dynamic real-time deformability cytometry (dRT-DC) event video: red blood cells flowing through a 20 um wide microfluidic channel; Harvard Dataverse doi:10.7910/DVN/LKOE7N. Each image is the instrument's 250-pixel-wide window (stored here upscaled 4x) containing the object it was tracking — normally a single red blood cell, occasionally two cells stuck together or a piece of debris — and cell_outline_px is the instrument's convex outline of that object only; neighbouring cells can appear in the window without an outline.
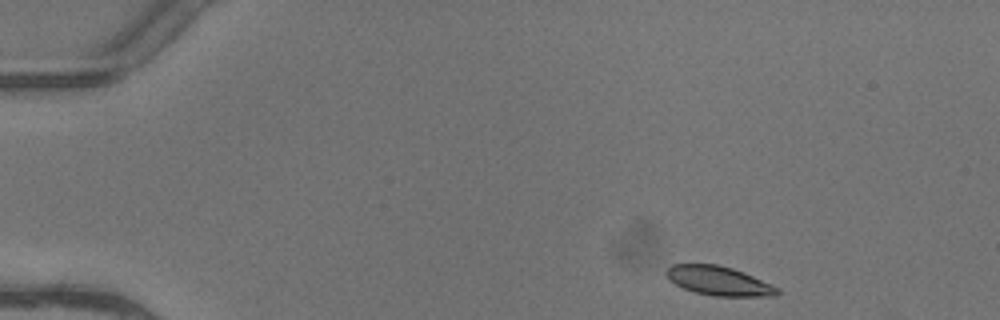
{"species": "common noctule bat (a hibernating species)", "species_latin": "Nyctalus noctula", "temperature_condition": "warm", "stored_images_in_passage": 4, "camera_frame_rate_fps": 3000, "um_per_image_px": 0.085, "animal": {"sex": "female"}, "frame": {"image": 1, "passage_image": 1, "time_ms": 0.0, "image_size_px": [1000, 320], "cell_outline_px": [[780, 292], [776, 296], [712, 296], [696, 292], [684, 288], [668, 280], [664, 272], [672, 264], [716, 264], [732, 268], [744, 272], [780, 288]], "centroid_in_image_um": [61.1, 23.87], "position_along_channel_um": 23.9, "area_um2": 18.9}}
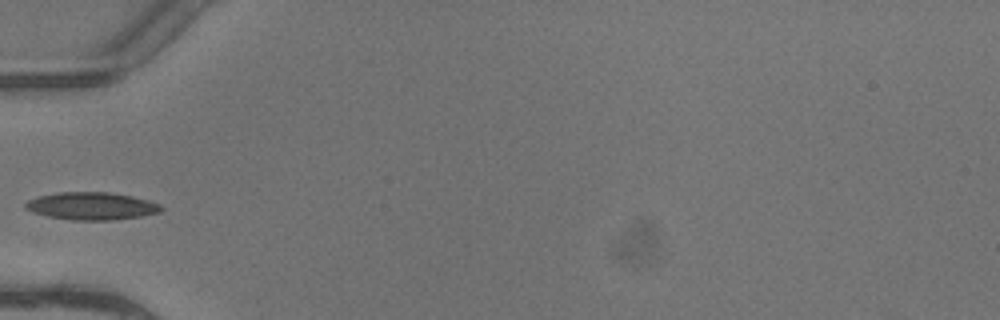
{"frame": {"image": 2, "passage_image": 4, "time_ms": 1.0, "image_size_px": [1000, 320], "cell_outline_px": [[164, 208], [160, 212], [140, 216], [112, 220], [72, 220], [48, 216], [32, 212], [24, 208], [24, 204], [28, 200], [40, 196], [60, 192], [108, 192], [132, 196], [148, 200], [160, 204]], "centroid_in_image_um": [7.79, 17.51], "position_along_channel_um": 77.2, "area_um2": 21.73}}